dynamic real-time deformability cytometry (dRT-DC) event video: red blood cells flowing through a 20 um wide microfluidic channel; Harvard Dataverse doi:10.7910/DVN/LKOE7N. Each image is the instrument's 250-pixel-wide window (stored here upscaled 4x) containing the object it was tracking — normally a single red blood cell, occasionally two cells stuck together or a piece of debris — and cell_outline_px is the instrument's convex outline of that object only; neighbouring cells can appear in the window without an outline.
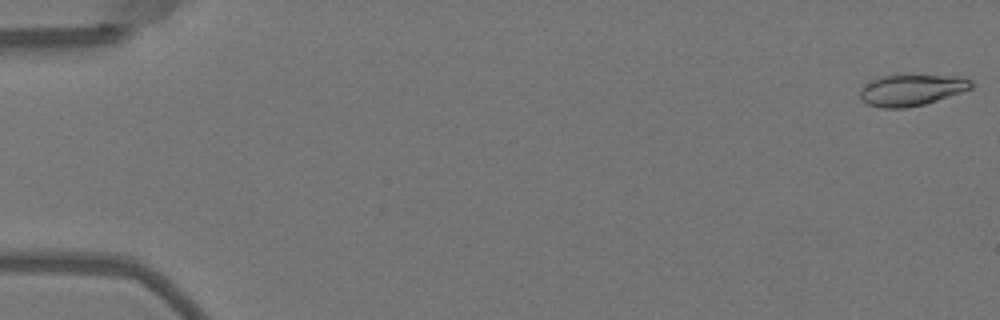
{"species": "Egyptian fruit bat (a non-hibernating species)", "species_latin": "Rousettus aegyptiacus", "temperature_condition": "warm", "stored_images_in_passage": 15, "camera_frame_rate_fps": 3000, "um_per_image_px": 0.085, "animal": {"sex": "female"}, "frame": {"image": 1, "passage_image": 1, "time_ms": 0.0, "image_size_px": [1000, 320], "cell_outline_px": [[972, 88], [924, 104], [908, 108], [884, 108], [868, 104], [860, 100], [860, 88], [872, 80], [880, 76], [960, 76], [972, 80]], "centroid_in_image_um": [77.45, 7.66], "position_along_channel_um": 7.6, "area_um2": 19.94}}